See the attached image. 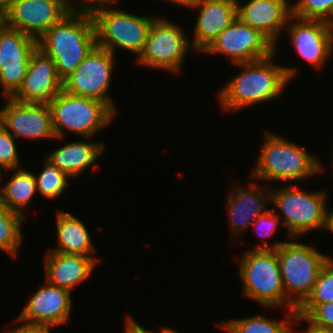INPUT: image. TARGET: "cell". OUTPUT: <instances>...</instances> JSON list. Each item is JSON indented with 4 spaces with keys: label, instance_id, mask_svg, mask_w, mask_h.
<instances>
[{
    "label": "cell",
    "instance_id": "6da1fadb",
    "mask_svg": "<svg viewBox=\"0 0 333 333\" xmlns=\"http://www.w3.org/2000/svg\"><path fill=\"white\" fill-rule=\"evenodd\" d=\"M275 54L276 51L260 60L235 64L242 67V71L230 79L216 96L224 111L235 112L281 96L297 69L273 63Z\"/></svg>",
    "mask_w": 333,
    "mask_h": 333
},
{
    "label": "cell",
    "instance_id": "7a4b0ae2",
    "mask_svg": "<svg viewBox=\"0 0 333 333\" xmlns=\"http://www.w3.org/2000/svg\"><path fill=\"white\" fill-rule=\"evenodd\" d=\"M74 7L39 40L38 48L55 61L58 76L67 78L97 46L91 13Z\"/></svg>",
    "mask_w": 333,
    "mask_h": 333
},
{
    "label": "cell",
    "instance_id": "3957f363",
    "mask_svg": "<svg viewBox=\"0 0 333 333\" xmlns=\"http://www.w3.org/2000/svg\"><path fill=\"white\" fill-rule=\"evenodd\" d=\"M256 246L254 249H276L286 297L297 308L311 294L321 269L330 258L313 245L290 240L275 242L272 246L266 242Z\"/></svg>",
    "mask_w": 333,
    "mask_h": 333
},
{
    "label": "cell",
    "instance_id": "277c9868",
    "mask_svg": "<svg viewBox=\"0 0 333 333\" xmlns=\"http://www.w3.org/2000/svg\"><path fill=\"white\" fill-rule=\"evenodd\" d=\"M263 145L251 173L254 179L265 181H297L324 170L322 162L302 147L279 135L265 132ZM318 159V160H317Z\"/></svg>",
    "mask_w": 333,
    "mask_h": 333
},
{
    "label": "cell",
    "instance_id": "5b68a950",
    "mask_svg": "<svg viewBox=\"0 0 333 333\" xmlns=\"http://www.w3.org/2000/svg\"><path fill=\"white\" fill-rule=\"evenodd\" d=\"M239 277L243 295L266 308L297 307L286 297L276 249H249L242 254Z\"/></svg>",
    "mask_w": 333,
    "mask_h": 333
},
{
    "label": "cell",
    "instance_id": "8992f818",
    "mask_svg": "<svg viewBox=\"0 0 333 333\" xmlns=\"http://www.w3.org/2000/svg\"><path fill=\"white\" fill-rule=\"evenodd\" d=\"M52 125L57 138L67 132L90 139L114 121L115 112L104 102L73 95L61 90L49 103Z\"/></svg>",
    "mask_w": 333,
    "mask_h": 333
},
{
    "label": "cell",
    "instance_id": "52a82bcc",
    "mask_svg": "<svg viewBox=\"0 0 333 333\" xmlns=\"http://www.w3.org/2000/svg\"><path fill=\"white\" fill-rule=\"evenodd\" d=\"M108 5L90 11L96 33L97 46L115 55L117 48L127 50L136 58L142 53L149 30L156 17H144Z\"/></svg>",
    "mask_w": 333,
    "mask_h": 333
},
{
    "label": "cell",
    "instance_id": "ba28073f",
    "mask_svg": "<svg viewBox=\"0 0 333 333\" xmlns=\"http://www.w3.org/2000/svg\"><path fill=\"white\" fill-rule=\"evenodd\" d=\"M273 190V191H272ZM328 194L325 191L304 192L298 187L271 189V203L284 216L288 237L295 239L313 230L325 229Z\"/></svg>",
    "mask_w": 333,
    "mask_h": 333
},
{
    "label": "cell",
    "instance_id": "9c48e42d",
    "mask_svg": "<svg viewBox=\"0 0 333 333\" xmlns=\"http://www.w3.org/2000/svg\"><path fill=\"white\" fill-rule=\"evenodd\" d=\"M182 29L167 18H156L149 30L145 47L135 61L145 67L167 70L172 74L180 73L189 47L192 49L189 44L191 40Z\"/></svg>",
    "mask_w": 333,
    "mask_h": 333
},
{
    "label": "cell",
    "instance_id": "30bf717a",
    "mask_svg": "<svg viewBox=\"0 0 333 333\" xmlns=\"http://www.w3.org/2000/svg\"><path fill=\"white\" fill-rule=\"evenodd\" d=\"M114 58L115 55L109 50L96 46L75 71L63 80L62 90L102 101L117 113L114 100L108 95Z\"/></svg>",
    "mask_w": 333,
    "mask_h": 333
},
{
    "label": "cell",
    "instance_id": "8fae6325",
    "mask_svg": "<svg viewBox=\"0 0 333 333\" xmlns=\"http://www.w3.org/2000/svg\"><path fill=\"white\" fill-rule=\"evenodd\" d=\"M275 51L276 46L265 35L237 17L204 52L227 56L239 64L266 58Z\"/></svg>",
    "mask_w": 333,
    "mask_h": 333
},
{
    "label": "cell",
    "instance_id": "7c38bea8",
    "mask_svg": "<svg viewBox=\"0 0 333 333\" xmlns=\"http://www.w3.org/2000/svg\"><path fill=\"white\" fill-rule=\"evenodd\" d=\"M74 7L71 0H15L4 12L5 24L39 40Z\"/></svg>",
    "mask_w": 333,
    "mask_h": 333
},
{
    "label": "cell",
    "instance_id": "4fadbf2b",
    "mask_svg": "<svg viewBox=\"0 0 333 333\" xmlns=\"http://www.w3.org/2000/svg\"><path fill=\"white\" fill-rule=\"evenodd\" d=\"M38 40L5 23L0 27V84L3 95L11 97L21 86Z\"/></svg>",
    "mask_w": 333,
    "mask_h": 333
},
{
    "label": "cell",
    "instance_id": "5bb4252c",
    "mask_svg": "<svg viewBox=\"0 0 333 333\" xmlns=\"http://www.w3.org/2000/svg\"><path fill=\"white\" fill-rule=\"evenodd\" d=\"M5 99L8 103L0 110V124L15 139H58L54 133L49 104L21 102L11 97Z\"/></svg>",
    "mask_w": 333,
    "mask_h": 333
},
{
    "label": "cell",
    "instance_id": "9a60e30c",
    "mask_svg": "<svg viewBox=\"0 0 333 333\" xmlns=\"http://www.w3.org/2000/svg\"><path fill=\"white\" fill-rule=\"evenodd\" d=\"M286 26L289 39L298 56L316 69L325 66L326 60L333 53V29L328 23L291 16Z\"/></svg>",
    "mask_w": 333,
    "mask_h": 333
},
{
    "label": "cell",
    "instance_id": "2e32d148",
    "mask_svg": "<svg viewBox=\"0 0 333 333\" xmlns=\"http://www.w3.org/2000/svg\"><path fill=\"white\" fill-rule=\"evenodd\" d=\"M62 88L63 81L58 76L55 61L37 48L30 58L21 86L11 98L49 104Z\"/></svg>",
    "mask_w": 333,
    "mask_h": 333
},
{
    "label": "cell",
    "instance_id": "e0dca14e",
    "mask_svg": "<svg viewBox=\"0 0 333 333\" xmlns=\"http://www.w3.org/2000/svg\"><path fill=\"white\" fill-rule=\"evenodd\" d=\"M30 297L17 319L28 324L59 326L69 320L72 299L71 292L45 281Z\"/></svg>",
    "mask_w": 333,
    "mask_h": 333
},
{
    "label": "cell",
    "instance_id": "ac0fdd59",
    "mask_svg": "<svg viewBox=\"0 0 333 333\" xmlns=\"http://www.w3.org/2000/svg\"><path fill=\"white\" fill-rule=\"evenodd\" d=\"M190 8L200 9L191 41L192 50L197 53L204 52L237 18V0H196Z\"/></svg>",
    "mask_w": 333,
    "mask_h": 333
},
{
    "label": "cell",
    "instance_id": "d6986e66",
    "mask_svg": "<svg viewBox=\"0 0 333 333\" xmlns=\"http://www.w3.org/2000/svg\"><path fill=\"white\" fill-rule=\"evenodd\" d=\"M289 0H249L241 5L237 0V17L245 24L259 30L275 46L280 31L286 28L292 16Z\"/></svg>",
    "mask_w": 333,
    "mask_h": 333
},
{
    "label": "cell",
    "instance_id": "ffe728a7",
    "mask_svg": "<svg viewBox=\"0 0 333 333\" xmlns=\"http://www.w3.org/2000/svg\"><path fill=\"white\" fill-rule=\"evenodd\" d=\"M239 185V183L237 186L233 185L226 207L229 214L228 223L234 237L241 235L258 216L270 210L265 209V203L271 201V188L264 190L254 184L244 187Z\"/></svg>",
    "mask_w": 333,
    "mask_h": 333
},
{
    "label": "cell",
    "instance_id": "44dd1931",
    "mask_svg": "<svg viewBox=\"0 0 333 333\" xmlns=\"http://www.w3.org/2000/svg\"><path fill=\"white\" fill-rule=\"evenodd\" d=\"M44 268L46 281L70 292L86 280L96 267L91 256L75 253L47 251Z\"/></svg>",
    "mask_w": 333,
    "mask_h": 333
},
{
    "label": "cell",
    "instance_id": "7402d4cb",
    "mask_svg": "<svg viewBox=\"0 0 333 333\" xmlns=\"http://www.w3.org/2000/svg\"><path fill=\"white\" fill-rule=\"evenodd\" d=\"M105 148L102 142L72 141L50 152L46 158L70 178H77L97 162Z\"/></svg>",
    "mask_w": 333,
    "mask_h": 333
},
{
    "label": "cell",
    "instance_id": "603a6c76",
    "mask_svg": "<svg viewBox=\"0 0 333 333\" xmlns=\"http://www.w3.org/2000/svg\"><path fill=\"white\" fill-rule=\"evenodd\" d=\"M55 215L58 247L49 251L91 256L98 263L99 260L93 255L95 248L90 233L84 223L73 214L61 210H58Z\"/></svg>",
    "mask_w": 333,
    "mask_h": 333
},
{
    "label": "cell",
    "instance_id": "cb8c5ba5",
    "mask_svg": "<svg viewBox=\"0 0 333 333\" xmlns=\"http://www.w3.org/2000/svg\"><path fill=\"white\" fill-rule=\"evenodd\" d=\"M12 172L10 179L0 188L1 197L5 208L25 217L21 209H26L37 193L34 173L23 168L12 169Z\"/></svg>",
    "mask_w": 333,
    "mask_h": 333
},
{
    "label": "cell",
    "instance_id": "d4e9b609",
    "mask_svg": "<svg viewBox=\"0 0 333 333\" xmlns=\"http://www.w3.org/2000/svg\"><path fill=\"white\" fill-rule=\"evenodd\" d=\"M287 312L285 319L282 318L281 321H273L258 314L246 318L222 320L220 325L227 333H294L293 325L297 320L296 310Z\"/></svg>",
    "mask_w": 333,
    "mask_h": 333
},
{
    "label": "cell",
    "instance_id": "484cf974",
    "mask_svg": "<svg viewBox=\"0 0 333 333\" xmlns=\"http://www.w3.org/2000/svg\"><path fill=\"white\" fill-rule=\"evenodd\" d=\"M24 216L4 208L0 212V250L16 258L22 244Z\"/></svg>",
    "mask_w": 333,
    "mask_h": 333
},
{
    "label": "cell",
    "instance_id": "4316f807",
    "mask_svg": "<svg viewBox=\"0 0 333 333\" xmlns=\"http://www.w3.org/2000/svg\"><path fill=\"white\" fill-rule=\"evenodd\" d=\"M34 177L37 192L47 199L54 200V198H59L69 186L68 179L70 177L46 157L43 170L39 175L34 174Z\"/></svg>",
    "mask_w": 333,
    "mask_h": 333
},
{
    "label": "cell",
    "instance_id": "83f0119b",
    "mask_svg": "<svg viewBox=\"0 0 333 333\" xmlns=\"http://www.w3.org/2000/svg\"><path fill=\"white\" fill-rule=\"evenodd\" d=\"M296 323L307 322V327L333 330V302L301 304L296 310Z\"/></svg>",
    "mask_w": 333,
    "mask_h": 333
},
{
    "label": "cell",
    "instance_id": "f1b7e54d",
    "mask_svg": "<svg viewBox=\"0 0 333 333\" xmlns=\"http://www.w3.org/2000/svg\"><path fill=\"white\" fill-rule=\"evenodd\" d=\"M333 13V0H297L292 6V16L305 20L327 22Z\"/></svg>",
    "mask_w": 333,
    "mask_h": 333
},
{
    "label": "cell",
    "instance_id": "f546056e",
    "mask_svg": "<svg viewBox=\"0 0 333 333\" xmlns=\"http://www.w3.org/2000/svg\"><path fill=\"white\" fill-rule=\"evenodd\" d=\"M333 302V259L324 264L311 294L302 304H324Z\"/></svg>",
    "mask_w": 333,
    "mask_h": 333
},
{
    "label": "cell",
    "instance_id": "4dcf8cb0",
    "mask_svg": "<svg viewBox=\"0 0 333 333\" xmlns=\"http://www.w3.org/2000/svg\"><path fill=\"white\" fill-rule=\"evenodd\" d=\"M15 137L0 124V166L4 171L20 168Z\"/></svg>",
    "mask_w": 333,
    "mask_h": 333
},
{
    "label": "cell",
    "instance_id": "1f68e13d",
    "mask_svg": "<svg viewBox=\"0 0 333 333\" xmlns=\"http://www.w3.org/2000/svg\"><path fill=\"white\" fill-rule=\"evenodd\" d=\"M281 217L275 209H270L266 213L258 216V218L252 223L256 233L263 238L270 237L280 224Z\"/></svg>",
    "mask_w": 333,
    "mask_h": 333
},
{
    "label": "cell",
    "instance_id": "d6a6232c",
    "mask_svg": "<svg viewBox=\"0 0 333 333\" xmlns=\"http://www.w3.org/2000/svg\"><path fill=\"white\" fill-rule=\"evenodd\" d=\"M15 323H21L20 326L16 329L6 330L4 333H51L50 328L52 326L48 325H39V324H28L16 319Z\"/></svg>",
    "mask_w": 333,
    "mask_h": 333
},
{
    "label": "cell",
    "instance_id": "836d02e7",
    "mask_svg": "<svg viewBox=\"0 0 333 333\" xmlns=\"http://www.w3.org/2000/svg\"><path fill=\"white\" fill-rule=\"evenodd\" d=\"M125 320L124 333H155L154 331L144 329L143 326L139 325V323L135 322V319H132L128 315Z\"/></svg>",
    "mask_w": 333,
    "mask_h": 333
},
{
    "label": "cell",
    "instance_id": "e575fe53",
    "mask_svg": "<svg viewBox=\"0 0 333 333\" xmlns=\"http://www.w3.org/2000/svg\"><path fill=\"white\" fill-rule=\"evenodd\" d=\"M116 2H118V0H81L80 3H81V8L87 10V11H91L97 7H100V6H104V5H113L115 4Z\"/></svg>",
    "mask_w": 333,
    "mask_h": 333
},
{
    "label": "cell",
    "instance_id": "d590c367",
    "mask_svg": "<svg viewBox=\"0 0 333 333\" xmlns=\"http://www.w3.org/2000/svg\"><path fill=\"white\" fill-rule=\"evenodd\" d=\"M329 231L330 233L333 234V210L330 211L329 208H327L326 212V226H325V231Z\"/></svg>",
    "mask_w": 333,
    "mask_h": 333
},
{
    "label": "cell",
    "instance_id": "8d00e7d4",
    "mask_svg": "<svg viewBox=\"0 0 333 333\" xmlns=\"http://www.w3.org/2000/svg\"><path fill=\"white\" fill-rule=\"evenodd\" d=\"M304 331V332H303ZM302 333H333V330L321 329L318 327H307ZM294 333H301L294 330Z\"/></svg>",
    "mask_w": 333,
    "mask_h": 333
},
{
    "label": "cell",
    "instance_id": "74e56055",
    "mask_svg": "<svg viewBox=\"0 0 333 333\" xmlns=\"http://www.w3.org/2000/svg\"><path fill=\"white\" fill-rule=\"evenodd\" d=\"M167 1L189 8L196 0H167Z\"/></svg>",
    "mask_w": 333,
    "mask_h": 333
},
{
    "label": "cell",
    "instance_id": "f35d334b",
    "mask_svg": "<svg viewBox=\"0 0 333 333\" xmlns=\"http://www.w3.org/2000/svg\"><path fill=\"white\" fill-rule=\"evenodd\" d=\"M15 0H0V9L5 12Z\"/></svg>",
    "mask_w": 333,
    "mask_h": 333
},
{
    "label": "cell",
    "instance_id": "ab89813d",
    "mask_svg": "<svg viewBox=\"0 0 333 333\" xmlns=\"http://www.w3.org/2000/svg\"><path fill=\"white\" fill-rule=\"evenodd\" d=\"M160 329H162L165 333H180V332L173 330L171 328H168V327H162Z\"/></svg>",
    "mask_w": 333,
    "mask_h": 333
},
{
    "label": "cell",
    "instance_id": "60d3db41",
    "mask_svg": "<svg viewBox=\"0 0 333 333\" xmlns=\"http://www.w3.org/2000/svg\"><path fill=\"white\" fill-rule=\"evenodd\" d=\"M5 23V14L4 12L0 9V27Z\"/></svg>",
    "mask_w": 333,
    "mask_h": 333
},
{
    "label": "cell",
    "instance_id": "b9f144b4",
    "mask_svg": "<svg viewBox=\"0 0 333 333\" xmlns=\"http://www.w3.org/2000/svg\"><path fill=\"white\" fill-rule=\"evenodd\" d=\"M327 23L333 29V13H332L330 19L327 21Z\"/></svg>",
    "mask_w": 333,
    "mask_h": 333
},
{
    "label": "cell",
    "instance_id": "7bdbcfd3",
    "mask_svg": "<svg viewBox=\"0 0 333 333\" xmlns=\"http://www.w3.org/2000/svg\"><path fill=\"white\" fill-rule=\"evenodd\" d=\"M4 203H3V200H2V197H1V193H0V212L4 209Z\"/></svg>",
    "mask_w": 333,
    "mask_h": 333
},
{
    "label": "cell",
    "instance_id": "ee69618b",
    "mask_svg": "<svg viewBox=\"0 0 333 333\" xmlns=\"http://www.w3.org/2000/svg\"><path fill=\"white\" fill-rule=\"evenodd\" d=\"M4 168H2L1 166H0V181H1V179L3 178L2 177V170H3Z\"/></svg>",
    "mask_w": 333,
    "mask_h": 333
},
{
    "label": "cell",
    "instance_id": "f6af8a7d",
    "mask_svg": "<svg viewBox=\"0 0 333 333\" xmlns=\"http://www.w3.org/2000/svg\"><path fill=\"white\" fill-rule=\"evenodd\" d=\"M155 333H165V332L161 329V332H155Z\"/></svg>",
    "mask_w": 333,
    "mask_h": 333
}]
</instances>
